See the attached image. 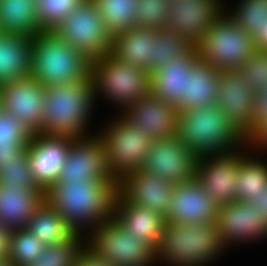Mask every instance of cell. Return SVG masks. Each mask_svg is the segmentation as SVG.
I'll list each match as a JSON object with an SVG mask.
<instances>
[{
  "label": "cell",
  "instance_id": "4fadbf2b",
  "mask_svg": "<svg viewBox=\"0 0 267 266\" xmlns=\"http://www.w3.org/2000/svg\"><path fill=\"white\" fill-rule=\"evenodd\" d=\"M215 222L225 251L232 244L240 245L267 238V217L262 216L249 202L235 201L220 205Z\"/></svg>",
  "mask_w": 267,
  "mask_h": 266
},
{
  "label": "cell",
  "instance_id": "83f0119b",
  "mask_svg": "<svg viewBox=\"0 0 267 266\" xmlns=\"http://www.w3.org/2000/svg\"><path fill=\"white\" fill-rule=\"evenodd\" d=\"M39 31L36 0H0V32L33 37Z\"/></svg>",
  "mask_w": 267,
  "mask_h": 266
},
{
  "label": "cell",
  "instance_id": "8fae6325",
  "mask_svg": "<svg viewBox=\"0 0 267 266\" xmlns=\"http://www.w3.org/2000/svg\"><path fill=\"white\" fill-rule=\"evenodd\" d=\"M248 149L252 151L251 145L246 143L232 152L198 158L195 179L219 206L236 201L234 186L238 167L241 161L250 154Z\"/></svg>",
  "mask_w": 267,
  "mask_h": 266
},
{
  "label": "cell",
  "instance_id": "ffe728a7",
  "mask_svg": "<svg viewBox=\"0 0 267 266\" xmlns=\"http://www.w3.org/2000/svg\"><path fill=\"white\" fill-rule=\"evenodd\" d=\"M122 115L152 141L177 136L179 111L173 104L152 94L135 101Z\"/></svg>",
  "mask_w": 267,
  "mask_h": 266
},
{
  "label": "cell",
  "instance_id": "6da1fadb",
  "mask_svg": "<svg viewBox=\"0 0 267 266\" xmlns=\"http://www.w3.org/2000/svg\"><path fill=\"white\" fill-rule=\"evenodd\" d=\"M116 194L113 181L88 180L55 184L45 192V200L76 233L87 236L113 216Z\"/></svg>",
  "mask_w": 267,
  "mask_h": 266
},
{
  "label": "cell",
  "instance_id": "1f68e13d",
  "mask_svg": "<svg viewBox=\"0 0 267 266\" xmlns=\"http://www.w3.org/2000/svg\"><path fill=\"white\" fill-rule=\"evenodd\" d=\"M192 47V44L174 31L167 28L157 29L153 44V72L185 55Z\"/></svg>",
  "mask_w": 267,
  "mask_h": 266
},
{
  "label": "cell",
  "instance_id": "8d00e7d4",
  "mask_svg": "<svg viewBox=\"0 0 267 266\" xmlns=\"http://www.w3.org/2000/svg\"><path fill=\"white\" fill-rule=\"evenodd\" d=\"M0 183L9 187L42 190L34 180L26 149L17 159L0 169Z\"/></svg>",
  "mask_w": 267,
  "mask_h": 266
},
{
  "label": "cell",
  "instance_id": "bcb514c9",
  "mask_svg": "<svg viewBox=\"0 0 267 266\" xmlns=\"http://www.w3.org/2000/svg\"><path fill=\"white\" fill-rule=\"evenodd\" d=\"M253 39L257 50L267 51V16L259 27V31L253 35Z\"/></svg>",
  "mask_w": 267,
  "mask_h": 266
},
{
  "label": "cell",
  "instance_id": "9a60e30c",
  "mask_svg": "<svg viewBox=\"0 0 267 266\" xmlns=\"http://www.w3.org/2000/svg\"><path fill=\"white\" fill-rule=\"evenodd\" d=\"M2 110L22 121L33 134L43 132L45 86L32 74L0 86Z\"/></svg>",
  "mask_w": 267,
  "mask_h": 266
},
{
  "label": "cell",
  "instance_id": "cb8c5ba5",
  "mask_svg": "<svg viewBox=\"0 0 267 266\" xmlns=\"http://www.w3.org/2000/svg\"><path fill=\"white\" fill-rule=\"evenodd\" d=\"M43 201V190L14 188L0 183V223L13 230L27 228Z\"/></svg>",
  "mask_w": 267,
  "mask_h": 266
},
{
  "label": "cell",
  "instance_id": "ab89813d",
  "mask_svg": "<svg viewBox=\"0 0 267 266\" xmlns=\"http://www.w3.org/2000/svg\"><path fill=\"white\" fill-rule=\"evenodd\" d=\"M240 78L248 83L255 93L266 90L267 51L256 50L237 71Z\"/></svg>",
  "mask_w": 267,
  "mask_h": 266
},
{
  "label": "cell",
  "instance_id": "d590c367",
  "mask_svg": "<svg viewBox=\"0 0 267 266\" xmlns=\"http://www.w3.org/2000/svg\"><path fill=\"white\" fill-rule=\"evenodd\" d=\"M87 0H36L41 30H55L65 18Z\"/></svg>",
  "mask_w": 267,
  "mask_h": 266
},
{
  "label": "cell",
  "instance_id": "836d02e7",
  "mask_svg": "<svg viewBox=\"0 0 267 266\" xmlns=\"http://www.w3.org/2000/svg\"><path fill=\"white\" fill-rule=\"evenodd\" d=\"M237 2L234 8H230L226 13L237 26L253 36L259 31L267 16V0H238Z\"/></svg>",
  "mask_w": 267,
  "mask_h": 266
},
{
  "label": "cell",
  "instance_id": "f35d334b",
  "mask_svg": "<svg viewBox=\"0 0 267 266\" xmlns=\"http://www.w3.org/2000/svg\"><path fill=\"white\" fill-rule=\"evenodd\" d=\"M33 136L22 121L3 110L0 112V147L27 148Z\"/></svg>",
  "mask_w": 267,
  "mask_h": 266
},
{
  "label": "cell",
  "instance_id": "7c38bea8",
  "mask_svg": "<svg viewBox=\"0 0 267 266\" xmlns=\"http://www.w3.org/2000/svg\"><path fill=\"white\" fill-rule=\"evenodd\" d=\"M198 157L178 136L154 140L141 170L172 184L195 179Z\"/></svg>",
  "mask_w": 267,
  "mask_h": 266
},
{
  "label": "cell",
  "instance_id": "603a6c76",
  "mask_svg": "<svg viewBox=\"0 0 267 266\" xmlns=\"http://www.w3.org/2000/svg\"><path fill=\"white\" fill-rule=\"evenodd\" d=\"M113 216L127 232L137 235L139 240L156 250L166 223L164 216L149 208L124 201L117 194L113 202Z\"/></svg>",
  "mask_w": 267,
  "mask_h": 266
},
{
  "label": "cell",
  "instance_id": "c3c4849f",
  "mask_svg": "<svg viewBox=\"0 0 267 266\" xmlns=\"http://www.w3.org/2000/svg\"><path fill=\"white\" fill-rule=\"evenodd\" d=\"M0 266H16L13 262H11L8 258L0 259Z\"/></svg>",
  "mask_w": 267,
  "mask_h": 266
},
{
  "label": "cell",
  "instance_id": "9c48e42d",
  "mask_svg": "<svg viewBox=\"0 0 267 266\" xmlns=\"http://www.w3.org/2000/svg\"><path fill=\"white\" fill-rule=\"evenodd\" d=\"M86 244L115 266H153L155 250L112 216L86 236Z\"/></svg>",
  "mask_w": 267,
  "mask_h": 266
},
{
  "label": "cell",
  "instance_id": "30bf717a",
  "mask_svg": "<svg viewBox=\"0 0 267 266\" xmlns=\"http://www.w3.org/2000/svg\"><path fill=\"white\" fill-rule=\"evenodd\" d=\"M54 31L91 62L111 52L113 36L93 0L72 11Z\"/></svg>",
  "mask_w": 267,
  "mask_h": 266
},
{
  "label": "cell",
  "instance_id": "ac0fdd59",
  "mask_svg": "<svg viewBox=\"0 0 267 266\" xmlns=\"http://www.w3.org/2000/svg\"><path fill=\"white\" fill-rule=\"evenodd\" d=\"M69 136H45L34 134L28 149L34 180L46 192L60 177L62 166L73 142Z\"/></svg>",
  "mask_w": 267,
  "mask_h": 266
},
{
  "label": "cell",
  "instance_id": "484cf974",
  "mask_svg": "<svg viewBox=\"0 0 267 266\" xmlns=\"http://www.w3.org/2000/svg\"><path fill=\"white\" fill-rule=\"evenodd\" d=\"M157 30L133 27L112 39L111 54L119 61L153 72V44Z\"/></svg>",
  "mask_w": 267,
  "mask_h": 266
},
{
  "label": "cell",
  "instance_id": "f1b7e54d",
  "mask_svg": "<svg viewBox=\"0 0 267 266\" xmlns=\"http://www.w3.org/2000/svg\"><path fill=\"white\" fill-rule=\"evenodd\" d=\"M27 229L44 245H58L69 241L76 232L66 223L64 217L46 200L36 209Z\"/></svg>",
  "mask_w": 267,
  "mask_h": 266
},
{
  "label": "cell",
  "instance_id": "8992f818",
  "mask_svg": "<svg viewBox=\"0 0 267 266\" xmlns=\"http://www.w3.org/2000/svg\"><path fill=\"white\" fill-rule=\"evenodd\" d=\"M91 78L95 102L104 96L110 104L121 108V114L135 101L150 94L151 73L119 61L111 53L91 62Z\"/></svg>",
  "mask_w": 267,
  "mask_h": 266
},
{
  "label": "cell",
  "instance_id": "f546056e",
  "mask_svg": "<svg viewBox=\"0 0 267 266\" xmlns=\"http://www.w3.org/2000/svg\"><path fill=\"white\" fill-rule=\"evenodd\" d=\"M247 155L238 167L234 190L236 201L249 202L267 186V163L254 154ZM251 156V157H250ZM259 158V159H257Z\"/></svg>",
  "mask_w": 267,
  "mask_h": 266
},
{
  "label": "cell",
  "instance_id": "b9f144b4",
  "mask_svg": "<svg viewBox=\"0 0 267 266\" xmlns=\"http://www.w3.org/2000/svg\"><path fill=\"white\" fill-rule=\"evenodd\" d=\"M267 121V86L266 90L255 93L253 113V134Z\"/></svg>",
  "mask_w": 267,
  "mask_h": 266
},
{
  "label": "cell",
  "instance_id": "5b68a950",
  "mask_svg": "<svg viewBox=\"0 0 267 266\" xmlns=\"http://www.w3.org/2000/svg\"><path fill=\"white\" fill-rule=\"evenodd\" d=\"M31 74L44 86L91 79V61L60 38L54 30H41L32 37Z\"/></svg>",
  "mask_w": 267,
  "mask_h": 266
},
{
  "label": "cell",
  "instance_id": "7402d4cb",
  "mask_svg": "<svg viewBox=\"0 0 267 266\" xmlns=\"http://www.w3.org/2000/svg\"><path fill=\"white\" fill-rule=\"evenodd\" d=\"M198 61V53L193 46L185 55L152 72L150 94L177 108L186 97L187 75Z\"/></svg>",
  "mask_w": 267,
  "mask_h": 266
},
{
  "label": "cell",
  "instance_id": "4316f807",
  "mask_svg": "<svg viewBox=\"0 0 267 266\" xmlns=\"http://www.w3.org/2000/svg\"><path fill=\"white\" fill-rule=\"evenodd\" d=\"M219 70L205 62L198 61L187 75L185 100L176 108L197 109L201 106L216 105Z\"/></svg>",
  "mask_w": 267,
  "mask_h": 266
},
{
  "label": "cell",
  "instance_id": "7a4b0ae2",
  "mask_svg": "<svg viewBox=\"0 0 267 266\" xmlns=\"http://www.w3.org/2000/svg\"><path fill=\"white\" fill-rule=\"evenodd\" d=\"M45 94L43 135L73 138L93 135L87 131L96 104L92 78L88 81L47 85Z\"/></svg>",
  "mask_w": 267,
  "mask_h": 266
},
{
  "label": "cell",
  "instance_id": "681fc988",
  "mask_svg": "<svg viewBox=\"0 0 267 266\" xmlns=\"http://www.w3.org/2000/svg\"><path fill=\"white\" fill-rule=\"evenodd\" d=\"M2 111L1 96H0V112Z\"/></svg>",
  "mask_w": 267,
  "mask_h": 266
},
{
  "label": "cell",
  "instance_id": "d4e9b609",
  "mask_svg": "<svg viewBox=\"0 0 267 266\" xmlns=\"http://www.w3.org/2000/svg\"><path fill=\"white\" fill-rule=\"evenodd\" d=\"M32 36L0 32V86L31 75Z\"/></svg>",
  "mask_w": 267,
  "mask_h": 266
},
{
  "label": "cell",
  "instance_id": "ba28073f",
  "mask_svg": "<svg viewBox=\"0 0 267 266\" xmlns=\"http://www.w3.org/2000/svg\"><path fill=\"white\" fill-rule=\"evenodd\" d=\"M101 137L106 150V159L112 181L117 184L125 176L142 169L149 146L150 137L129 122L121 113L103 126Z\"/></svg>",
  "mask_w": 267,
  "mask_h": 266
},
{
  "label": "cell",
  "instance_id": "4dcf8cb0",
  "mask_svg": "<svg viewBox=\"0 0 267 266\" xmlns=\"http://www.w3.org/2000/svg\"><path fill=\"white\" fill-rule=\"evenodd\" d=\"M108 32L114 36L136 27L137 0H93Z\"/></svg>",
  "mask_w": 267,
  "mask_h": 266
},
{
  "label": "cell",
  "instance_id": "277c9868",
  "mask_svg": "<svg viewBox=\"0 0 267 266\" xmlns=\"http://www.w3.org/2000/svg\"><path fill=\"white\" fill-rule=\"evenodd\" d=\"M223 251L215 221L187 225L166 221L155 257L167 266H208Z\"/></svg>",
  "mask_w": 267,
  "mask_h": 266
},
{
  "label": "cell",
  "instance_id": "74e56055",
  "mask_svg": "<svg viewBox=\"0 0 267 266\" xmlns=\"http://www.w3.org/2000/svg\"><path fill=\"white\" fill-rule=\"evenodd\" d=\"M170 5V0H137L136 27L165 28Z\"/></svg>",
  "mask_w": 267,
  "mask_h": 266
},
{
  "label": "cell",
  "instance_id": "7dc6e473",
  "mask_svg": "<svg viewBox=\"0 0 267 266\" xmlns=\"http://www.w3.org/2000/svg\"><path fill=\"white\" fill-rule=\"evenodd\" d=\"M256 208L262 216L267 217V186L264 187L263 191L256 197H252L249 201Z\"/></svg>",
  "mask_w": 267,
  "mask_h": 266
},
{
  "label": "cell",
  "instance_id": "52a82bcc",
  "mask_svg": "<svg viewBox=\"0 0 267 266\" xmlns=\"http://www.w3.org/2000/svg\"><path fill=\"white\" fill-rule=\"evenodd\" d=\"M198 60L219 71H237L257 50L253 36L225 12L195 45Z\"/></svg>",
  "mask_w": 267,
  "mask_h": 266
},
{
  "label": "cell",
  "instance_id": "d6986e66",
  "mask_svg": "<svg viewBox=\"0 0 267 266\" xmlns=\"http://www.w3.org/2000/svg\"><path fill=\"white\" fill-rule=\"evenodd\" d=\"M218 207L196 179L182 182L173 189L166 221L186 225L213 222Z\"/></svg>",
  "mask_w": 267,
  "mask_h": 266
},
{
  "label": "cell",
  "instance_id": "e0dca14e",
  "mask_svg": "<svg viewBox=\"0 0 267 266\" xmlns=\"http://www.w3.org/2000/svg\"><path fill=\"white\" fill-rule=\"evenodd\" d=\"M216 105L247 140L253 135L255 92L236 71H219Z\"/></svg>",
  "mask_w": 267,
  "mask_h": 266
},
{
  "label": "cell",
  "instance_id": "44dd1931",
  "mask_svg": "<svg viewBox=\"0 0 267 266\" xmlns=\"http://www.w3.org/2000/svg\"><path fill=\"white\" fill-rule=\"evenodd\" d=\"M174 187L175 184L140 169L118 182L116 192L122 200L149 208L166 219Z\"/></svg>",
  "mask_w": 267,
  "mask_h": 266
},
{
  "label": "cell",
  "instance_id": "d6a6232c",
  "mask_svg": "<svg viewBox=\"0 0 267 266\" xmlns=\"http://www.w3.org/2000/svg\"><path fill=\"white\" fill-rule=\"evenodd\" d=\"M85 243L86 236L76 233L65 243L45 245L38 258L28 266H75L77 255Z\"/></svg>",
  "mask_w": 267,
  "mask_h": 266
},
{
  "label": "cell",
  "instance_id": "2e32d148",
  "mask_svg": "<svg viewBox=\"0 0 267 266\" xmlns=\"http://www.w3.org/2000/svg\"><path fill=\"white\" fill-rule=\"evenodd\" d=\"M222 0H173L165 28L195 46L226 12ZM225 6V7H224Z\"/></svg>",
  "mask_w": 267,
  "mask_h": 266
},
{
  "label": "cell",
  "instance_id": "7bdbcfd3",
  "mask_svg": "<svg viewBox=\"0 0 267 266\" xmlns=\"http://www.w3.org/2000/svg\"><path fill=\"white\" fill-rule=\"evenodd\" d=\"M247 143L251 145L253 152L258 151L267 152V121L247 140ZM263 150V151H262Z\"/></svg>",
  "mask_w": 267,
  "mask_h": 266
},
{
  "label": "cell",
  "instance_id": "f6af8a7d",
  "mask_svg": "<svg viewBox=\"0 0 267 266\" xmlns=\"http://www.w3.org/2000/svg\"><path fill=\"white\" fill-rule=\"evenodd\" d=\"M26 149L27 148L0 147V169L11 162H16V159Z\"/></svg>",
  "mask_w": 267,
  "mask_h": 266
},
{
  "label": "cell",
  "instance_id": "e575fe53",
  "mask_svg": "<svg viewBox=\"0 0 267 266\" xmlns=\"http://www.w3.org/2000/svg\"><path fill=\"white\" fill-rule=\"evenodd\" d=\"M45 245L27 228L15 229L11 236L8 259L16 266H28L37 259Z\"/></svg>",
  "mask_w": 267,
  "mask_h": 266
},
{
  "label": "cell",
  "instance_id": "60d3db41",
  "mask_svg": "<svg viewBox=\"0 0 267 266\" xmlns=\"http://www.w3.org/2000/svg\"><path fill=\"white\" fill-rule=\"evenodd\" d=\"M75 266H115L110 261L104 260L95 251H93L86 243L80 249Z\"/></svg>",
  "mask_w": 267,
  "mask_h": 266
},
{
  "label": "cell",
  "instance_id": "ee69618b",
  "mask_svg": "<svg viewBox=\"0 0 267 266\" xmlns=\"http://www.w3.org/2000/svg\"><path fill=\"white\" fill-rule=\"evenodd\" d=\"M13 229L0 223V259L8 258Z\"/></svg>",
  "mask_w": 267,
  "mask_h": 266
},
{
  "label": "cell",
  "instance_id": "5bb4252c",
  "mask_svg": "<svg viewBox=\"0 0 267 266\" xmlns=\"http://www.w3.org/2000/svg\"><path fill=\"white\" fill-rule=\"evenodd\" d=\"M88 180L112 181L101 137L74 138L56 184Z\"/></svg>",
  "mask_w": 267,
  "mask_h": 266
},
{
  "label": "cell",
  "instance_id": "3957f363",
  "mask_svg": "<svg viewBox=\"0 0 267 266\" xmlns=\"http://www.w3.org/2000/svg\"><path fill=\"white\" fill-rule=\"evenodd\" d=\"M177 136L198 158L232 152L247 143L217 105L179 112Z\"/></svg>",
  "mask_w": 267,
  "mask_h": 266
}]
</instances>
